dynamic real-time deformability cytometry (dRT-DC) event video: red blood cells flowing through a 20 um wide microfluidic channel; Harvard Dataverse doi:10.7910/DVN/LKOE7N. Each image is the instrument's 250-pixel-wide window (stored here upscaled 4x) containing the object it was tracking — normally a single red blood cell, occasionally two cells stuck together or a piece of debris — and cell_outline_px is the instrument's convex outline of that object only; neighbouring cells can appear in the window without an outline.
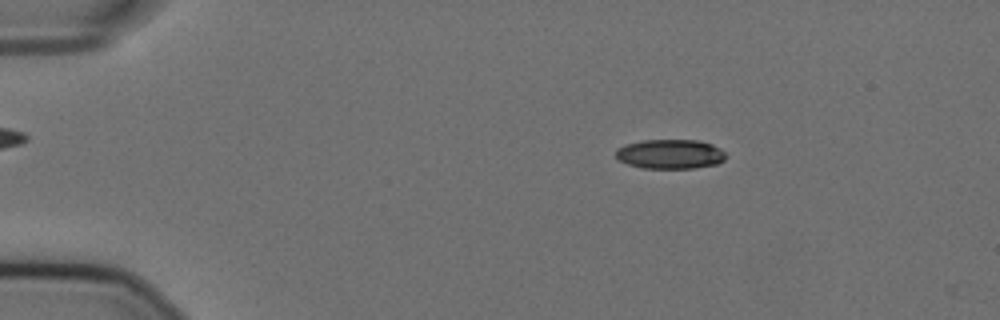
{"species": "Egyptian fruit bat (a non-hibernating species)", "species_latin": "Rousettus aegyptiacus", "temperature_condition": "cold", "stored_images_in_passage": 48, "camera_frame_rate_fps": 3000, "um_per_image_px": 0.085, "animal": {"sex": "female"}, "frame": {"image": 1, "passage_image": 1, "time_ms": 0.0, "image_size_px": [1000, 320], "cell_outline_px": [[728, 156], [724, 160], [716, 164], [696, 168], [644, 168], [628, 164], [620, 160], [616, 156], [616, 148], [624, 144], [644, 140], [696, 140], [712, 144], [720, 148]], "centroid_in_image_um": [56.98, 13.09], "position_along_channel_um": 28.0, "area_um2": 18.96}}
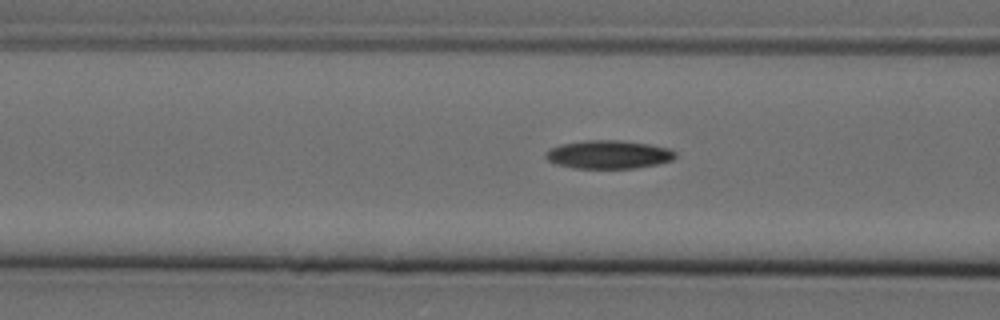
{"frame": {"image": 2, "passage_image": 14, "time_ms": 4.333, "image_size_px": [1000, 320], "cell_outline_px": [[676, 156], [672, 160], [656, 164], [636, 168], [572, 168], [556, 164], [548, 160], [544, 156], [544, 152], [548, 148], [560, 144], [584, 140], [620, 140], [648, 144], [668, 148], [676, 152]], "centroid_in_image_um": [51.67, 13.13], "position_along_channel_um": 114.9, "area_um2": 21.56}}
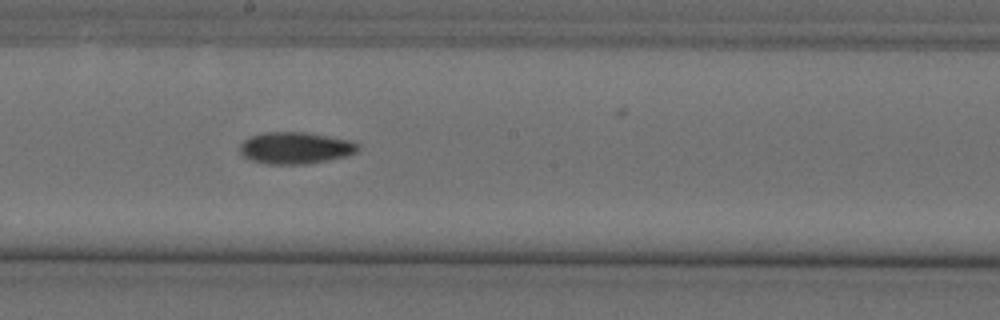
{"frame": {"image": 3, "passage_image": 23, "time_ms": 7.333, "image_size_px": [1000, 320], "cell_outline_px": [[360, 148], [356, 152], [344, 156], [328, 160], [308, 164], [268, 164], [252, 160], [244, 156], [240, 152], [240, 144], [244, 140], [252, 136], [264, 132], [308, 132], [352, 140], [360, 144]], "centroid_in_image_um": [25.15, 12.57], "position_along_channel_um": 223.1, "area_um2": 21.96}, "authors_computed_cell_mechanics": {"area_um2": 20.6635, "velocity_mm_per_s": 3.6011, "shape_relaxation_time_tau1_ms": 6.5768, "shape_relaxation_time_tau2_ms": null, "deformation_change_tau1": 0.1829, "deformation_change_tau2": null}}